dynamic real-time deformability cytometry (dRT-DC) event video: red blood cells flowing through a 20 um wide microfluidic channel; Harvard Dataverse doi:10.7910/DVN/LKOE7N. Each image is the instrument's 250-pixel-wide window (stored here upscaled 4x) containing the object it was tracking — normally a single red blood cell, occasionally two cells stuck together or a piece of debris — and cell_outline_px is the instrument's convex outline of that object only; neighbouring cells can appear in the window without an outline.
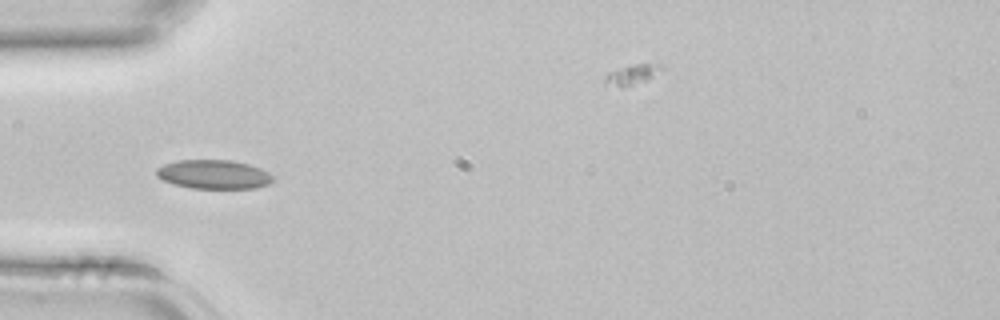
{"species": "common noctule bat (a hibernating species)", "species_latin": "Nyctalus noctula", "temperature_condition": "room temperature", "stored_images_in_passage": 3, "camera_frame_rate_fps": 3000, "um_per_image_px": 0.085, "animal": {"sex": "female", "body_mass_g": 22.7, "forearm_length_mm": 54.2}, "frame": {"image": 1, "passage_image": 2, "time_ms": 0.333, "image_size_px": [1000, 320], "cell_outline_px": [[276, 180], [268, 184], [256, 188], [192, 188], [172, 184], [156, 176], [156, 168], [164, 164], [176, 160], [232, 160], [248, 164], [260, 168], [268, 172]], "centroid_in_image_um": [18.16, 14.82], "position_along_channel_um": 66.8, "area_um2": 19.77}}